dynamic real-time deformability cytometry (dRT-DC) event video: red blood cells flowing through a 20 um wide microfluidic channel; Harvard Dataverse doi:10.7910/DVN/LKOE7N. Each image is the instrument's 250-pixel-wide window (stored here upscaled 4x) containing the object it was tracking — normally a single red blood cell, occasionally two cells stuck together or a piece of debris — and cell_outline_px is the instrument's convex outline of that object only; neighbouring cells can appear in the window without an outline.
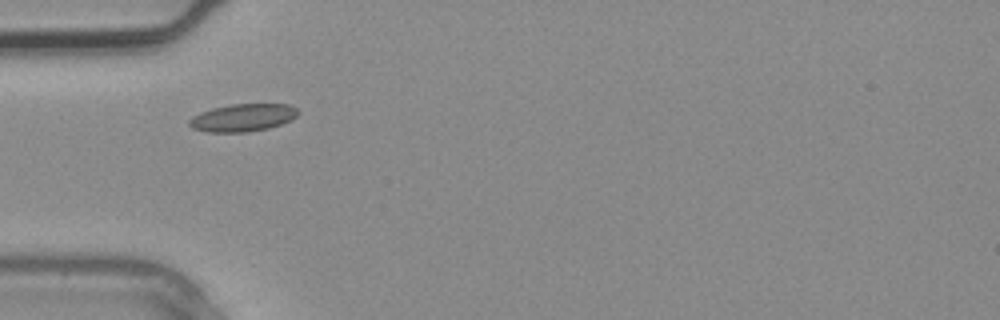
{"species": "common noctule bat (a hibernating species)", "species_latin": "Nyctalus noctula", "temperature_condition": "warm", "stored_images_in_passage": 4, "camera_frame_rate_fps": 3000, "um_per_image_px": 0.085, "animal": {"sex": "male", "body_mass_g": 20.4}, "frame": {"image": 1, "passage_image": 4, "time_ms": 1.0, "image_size_px": [1000, 320], "cell_outline_px": [[300, 112], [292, 120], [268, 128], [248, 132], [208, 132], [192, 128], [188, 124], [188, 120], [192, 116], [200, 112], [212, 108], [232, 104], [288, 104], [296, 108]], "centroid_in_image_um": [20.62, 10.0], "position_along_channel_um": 64.4, "area_um2": 17.57}}